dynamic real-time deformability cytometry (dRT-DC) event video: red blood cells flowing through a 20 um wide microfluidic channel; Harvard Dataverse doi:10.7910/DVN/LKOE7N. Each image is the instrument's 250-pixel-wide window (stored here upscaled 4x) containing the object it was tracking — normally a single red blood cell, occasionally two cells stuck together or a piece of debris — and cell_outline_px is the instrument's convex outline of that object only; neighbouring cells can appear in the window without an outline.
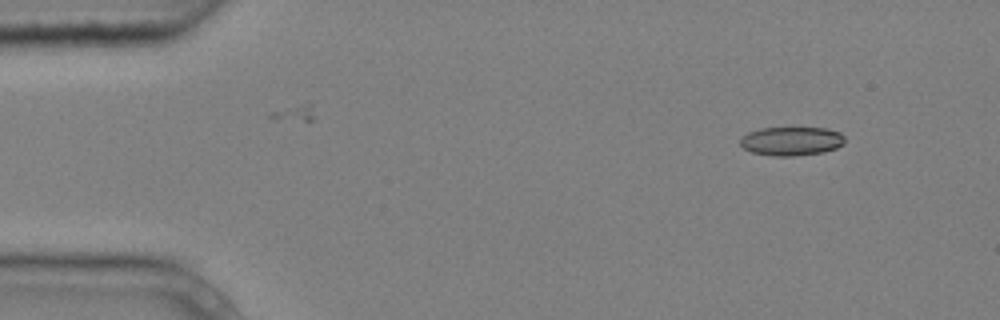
{"species": "common noctule bat (a hibernating species)", "species_latin": "Nyctalus noctula", "temperature_condition": "cold", "stored_images_in_passage": 3, "camera_frame_rate_fps": 3000, "um_per_image_px": 0.085, "animal": {"sex": "male", "body_mass_g": 20.4}, "frame": {"image": 1, "passage_image": 1, "time_ms": 0.0, "image_size_px": [1000, 320], "cell_outline_px": [[844, 144], [836, 148], [824, 152], [792, 156], [772, 156], [752, 152], [744, 148], [740, 144], [740, 140], [748, 132], [760, 128], [828, 128], [840, 132], [844, 136]], "centroid_in_image_um": [67.29, 11.99], "position_along_channel_um": 17.7, "area_um2": 17.57}}
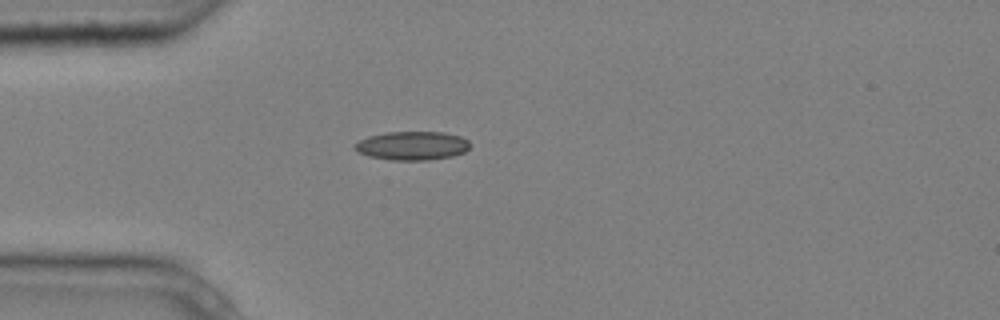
{"frame": {"image": 2, "passage_image": 3, "time_ms": 0.667, "image_size_px": [1000, 320], "cell_outline_px": [[472, 144], [464, 152], [452, 156], [428, 160], [392, 160], [368, 156], [356, 152], [352, 148], [360, 140], [368, 136], [388, 132], [444, 132], [460, 136], [468, 140]], "centroid_in_image_um": [35.03, 12.38], "position_along_channel_um": 50.0, "area_um2": 19.36}}